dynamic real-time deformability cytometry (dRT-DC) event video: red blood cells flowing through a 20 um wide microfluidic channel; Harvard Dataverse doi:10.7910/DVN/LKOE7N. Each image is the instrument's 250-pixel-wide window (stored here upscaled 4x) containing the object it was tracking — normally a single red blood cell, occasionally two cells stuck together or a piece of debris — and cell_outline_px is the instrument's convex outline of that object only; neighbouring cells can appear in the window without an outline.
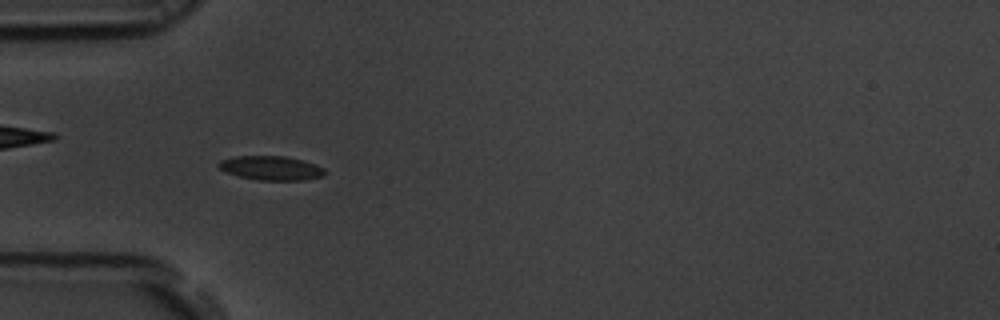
{"species": "common noctule bat (a hibernating species)", "species_latin": "Nyctalus noctula", "temperature_condition": "room temperature", "stored_images_in_passage": 55, "camera_frame_rate_fps": 3000, "um_per_image_px": 0.085, "animal": {"sex": "male", "body_mass_g": 19.5, "forearm_length_mm": 54.6}, "frame": {"image": 1, "passage_image": 17, "time_ms": 5.333, "image_size_px": [1000, 320], "cell_outline_px": [[324, 176], [304, 180], [260, 180], [240, 176], [228, 172], [220, 168], [216, 164], [220, 160], [236, 156], [284, 156], [304, 160], [316, 164], [324, 168]], "centroid_in_image_um": [23.07, 14.27], "position_along_channel_um": 61.9, "area_um2": 14.85}}
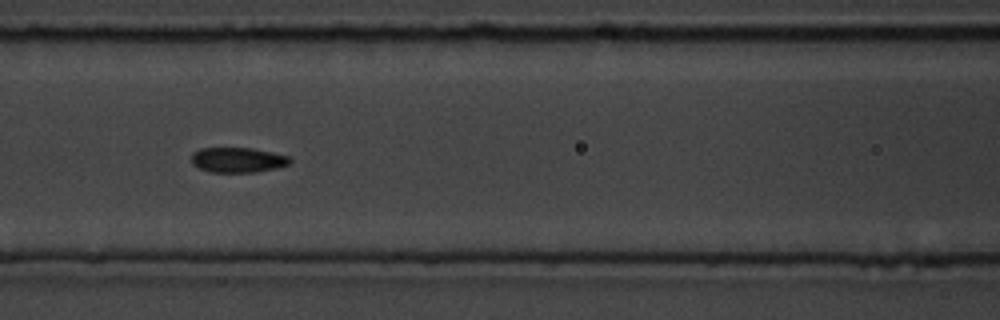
{"frame": {"image": 2, "passage_image": 24, "time_ms": 7.667, "image_size_px": [1000, 320], "cell_outline_px": [[292, 160], [288, 164], [276, 168], [256, 172], [212, 172], [200, 168], [192, 164], [192, 152], [200, 148], [252, 148], [272, 152], [288, 156]], "centroid_in_image_um": [20.2, 13.59], "position_along_channel_um": 146.4, "area_um2": 14.33}}
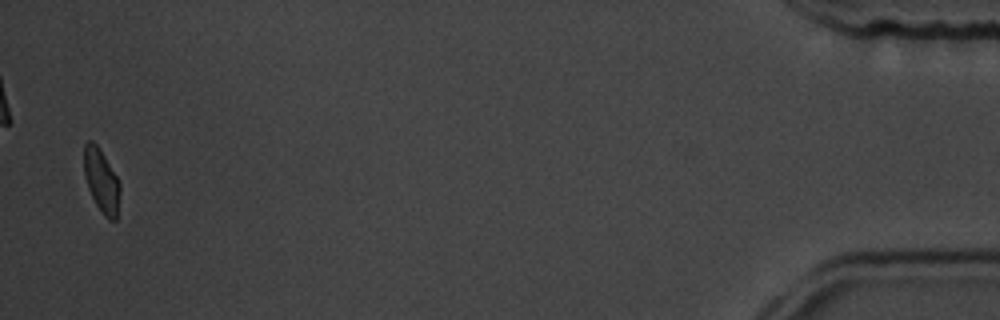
{"frame": {"image": 3, "passage_image": 54, "time_ms": 17.667, "image_size_px": [1000, 320], "cell_outline_px": [[120, 192], [116, 220], [108, 220], [104, 216], [96, 204], [88, 188], [84, 176], [84, 144], [88, 140], [92, 140], [96, 144], [104, 156], [116, 176], [120, 184]], "centroid_in_image_um": [8.61, 15.37], "position_along_channel_um": 426.6, "area_um2": 13.18}, "authors_computed_cell_mechanics": {"area_um2": 14.2766, "velocity_mm_per_s": 3.6951, "shape_relaxation_time_tau1_ms": 3.3117, "shape_relaxation_time_tau2_ms": null, "deformation_change_tau1": 0.0939, "deformation_change_tau2": null}}